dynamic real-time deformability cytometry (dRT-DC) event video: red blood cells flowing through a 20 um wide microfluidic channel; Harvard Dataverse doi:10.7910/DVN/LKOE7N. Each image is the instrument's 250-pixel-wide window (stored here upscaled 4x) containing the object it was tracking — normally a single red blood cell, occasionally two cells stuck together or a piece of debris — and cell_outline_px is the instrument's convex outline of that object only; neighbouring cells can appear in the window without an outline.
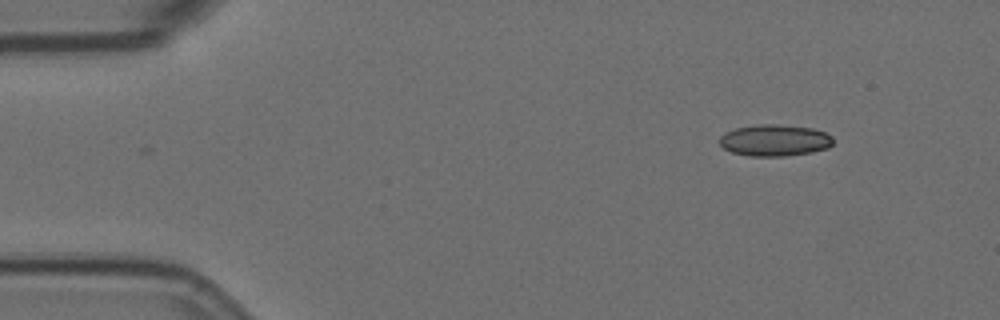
{"species": "Egyptian fruit bat (a non-hibernating species)", "species_latin": "Rousettus aegyptiacus", "temperature_condition": "room temperature", "stored_images_in_passage": 51, "camera_frame_rate_fps": 3000, "um_per_image_px": 0.085, "animal": {"sex": "female"}, "frame": {"image": 1, "passage_image": 1, "time_ms": 0.0, "image_size_px": [1000, 320], "cell_outline_px": [[832, 144], [828, 148], [812, 152], [784, 156], [748, 156], [732, 152], [724, 148], [720, 144], [720, 136], [724, 132], [736, 128], [760, 124], [776, 124], [812, 128], [824, 132], [832, 136]], "centroid_in_image_um": [65.84, 11.93], "position_along_channel_um": 19.2, "area_um2": 20.87}}
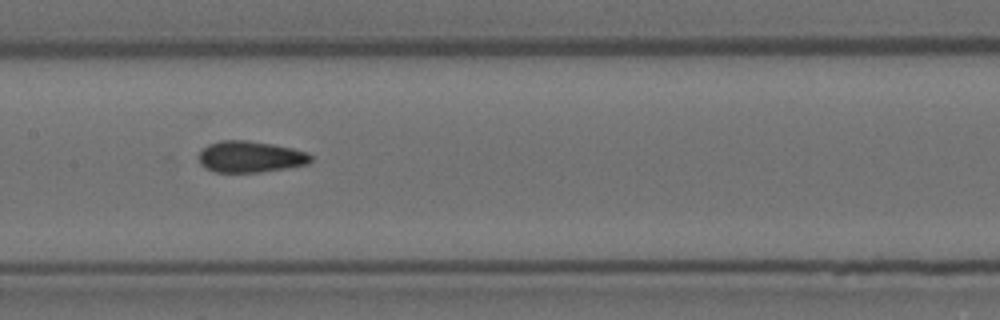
{"frame": {"image": 2, "passage_image": 22, "time_ms": 7.0, "image_size_px": [1000, 320], "cell_outline_px": [[312, 160], [308, 164], [288, 168], [260, 172], [216, 172], [204, 168], [200, 164], [196, 156], [208, 144], [220, 140], [248, 140], [272, 144], [292, 148], [308, 152], [312, 156]], "centroid_in_image_um": [21.26, 13.32], "position_along_channel_um": 186.1, "area_um2": 20.75}}
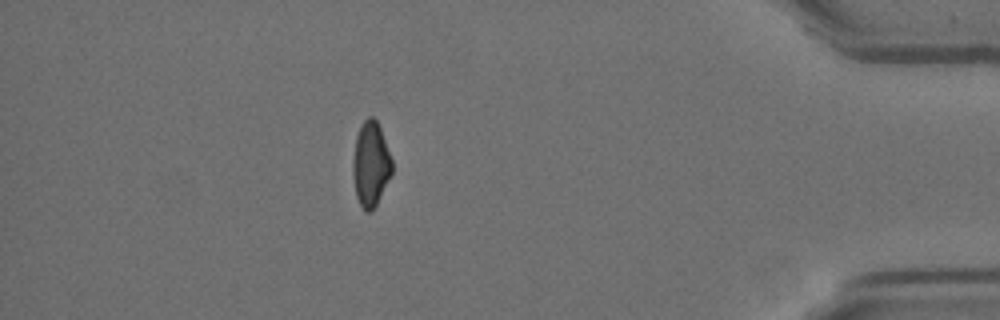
{"frame": {"image": 3, "passage_image": 44, "time_ms": 14.333, "image_size_px": [1000, 320], "cell_outline_px": [[392, 172], [372, 212], [368, 212], [360, 204], [356, 196], [352, 176], [352, 160], [356, 136], [360, 124], [368, 116], [372, 116], [376, 120], [380, 128], [392, 160]], "centroid_in_image_um": [31.48, 13.92], "position_along_channel_um": 403.7, "area_um2": 19.25}, "authors_computed_cell_mechanics": {"area_um2": 20.6924, "velocity_mm_per_s": 3.6136, "shape_relaxation_time_tau1_ms": null, "shape_relaxation_time_tau2_ms": 2.6365, "deformation_change_tau1": null, "deformation_change_tau2": 0.0751}}